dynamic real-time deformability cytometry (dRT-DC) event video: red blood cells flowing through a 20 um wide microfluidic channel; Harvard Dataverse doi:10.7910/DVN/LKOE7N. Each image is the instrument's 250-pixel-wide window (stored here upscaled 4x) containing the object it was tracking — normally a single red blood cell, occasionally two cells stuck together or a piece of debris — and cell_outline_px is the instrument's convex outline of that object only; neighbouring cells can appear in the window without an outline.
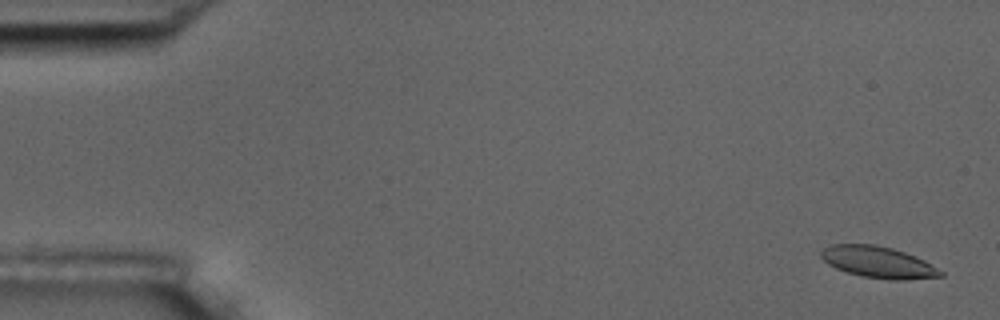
{"species": "common noctule bat (a hibernating species)", "species_latin": "Nyctalus noctula", "temperature_condition": "room temperature", "stored_images_in_passage": 6, "camera_frame_rate_fps": 3000, "um_per_image_px": 0.085, "animal": {"sex": "male", "body_mass_g": 17.5, "forearm_length_mm": 52.3}, "frame": {"image": 1, "passage_image": 1, "time_ms": 0.0, "image_size_px": [1000, 320], "cell_outline_px": [[944, 276], [904, 280], [892, 280], [860, 276], [836, 268], [828, 264], [820, 256], [820, 252], [824, 248], [832, 244], [876, 244], [892, 248], [904, 252], [924, 260], [944, 272]], "centroid_in_image_um": [74.65, 22.28], "position_along_channel_um": 10.4, "area_um2": 21.91}}